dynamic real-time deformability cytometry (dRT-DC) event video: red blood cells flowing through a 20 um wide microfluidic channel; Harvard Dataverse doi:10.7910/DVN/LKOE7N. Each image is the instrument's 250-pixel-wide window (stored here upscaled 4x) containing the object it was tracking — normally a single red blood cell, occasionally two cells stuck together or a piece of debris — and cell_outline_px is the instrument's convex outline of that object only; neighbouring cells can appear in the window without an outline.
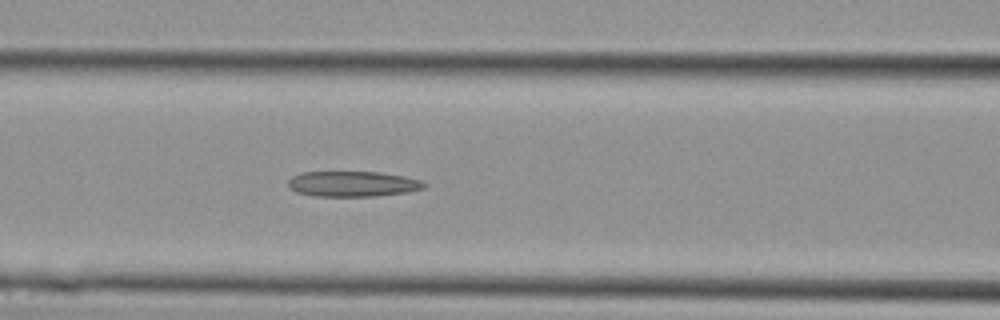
{"species": "Egyptian fruit bat (a non-hibernating species)", "species_latin": "Rousettus aegyptiacus", "temperature_condition": "cold", "stored_images_in_passage": 15, "camera_frame_rate_fps": 3000, "um_per_image_px": 0.085, "animal": {"sex": "female"}, "frame": {"image": 1, "passage_image": 13, "time_ms": 4.0, "image_size_px": [1000, 320], "cell_outline_px": [[428, 184], [424, 188], [404, 192], [372, 196], [316, 196], [296, 192], [288, 184], [288, 180], [292, 176], [300, 172], [380, 172], [404, 176], [420, 180]], "centroid_in_image_um": [29.97, 15.62], "position_along_channel_um": 136.6, "area_um2": 20.0}}
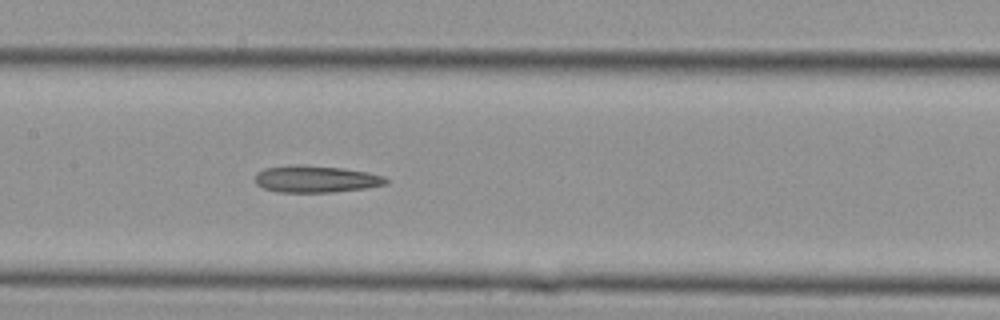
{"frame": {"image": 2, "passage_image": 15, "time_ms": 4.667, "image_size_px": [1000, 320], "cell_outline_px": [[388, 184], [368, 188], [332, 192], [276, 192], [264, 188], [256, 184], [256, 172], [264, 168], [296, 164], [304, 164], [344, 168], [368, 172], [384, 176], [388, 180]], "centroid_in_image_um": [26.87, 15.21], "position_along_channel_um": 180.5, "area_um2": 20.81}}